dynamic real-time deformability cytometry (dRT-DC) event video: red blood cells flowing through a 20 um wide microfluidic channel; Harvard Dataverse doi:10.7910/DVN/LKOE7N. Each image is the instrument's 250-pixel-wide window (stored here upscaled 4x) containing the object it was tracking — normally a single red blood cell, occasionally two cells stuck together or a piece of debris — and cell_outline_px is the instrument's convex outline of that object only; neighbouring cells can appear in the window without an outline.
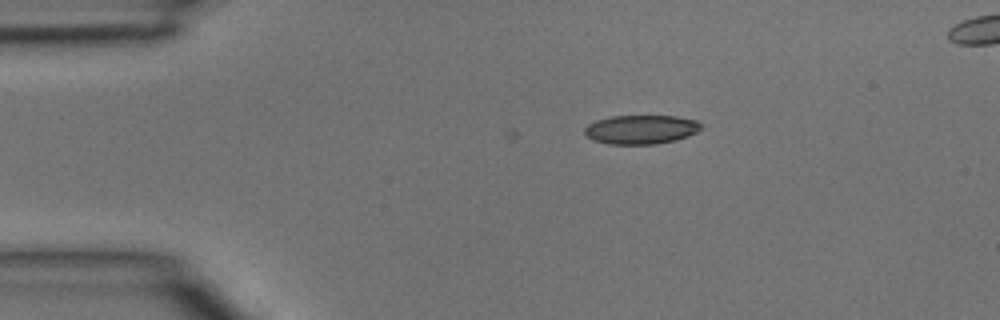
{"species": "common noctule bat (a hibernating species)", "species_latin": "Nyctalus noctula", "temperature_condition": "room temperature", "stored_images_in_passage": 3, "segment_of_instrument_passage": [1, 2], "camera_frame_rate_fps": 3000, "um_per_image_px": 0.085, "animal": {"sex": "male", "body_mass_g": 15.6}, "frame": {"image": 1, "passage_image": 1, "time_ms": 0.0, "image_size_px": [1000, 320], "cell_outline_px": [[704, 128], [688, 136], [676, 140], [656, 144], [608, 144], [592, 140], [584, 132], [584, 128], [588, 124], [596, 120], [612, 116], [676, 116], [696, 120], [704, 124]], "centroid_in_image_um": [54.52, 11.0], "position_along_channel_um": 30.5, "area_um2": 19.88}}